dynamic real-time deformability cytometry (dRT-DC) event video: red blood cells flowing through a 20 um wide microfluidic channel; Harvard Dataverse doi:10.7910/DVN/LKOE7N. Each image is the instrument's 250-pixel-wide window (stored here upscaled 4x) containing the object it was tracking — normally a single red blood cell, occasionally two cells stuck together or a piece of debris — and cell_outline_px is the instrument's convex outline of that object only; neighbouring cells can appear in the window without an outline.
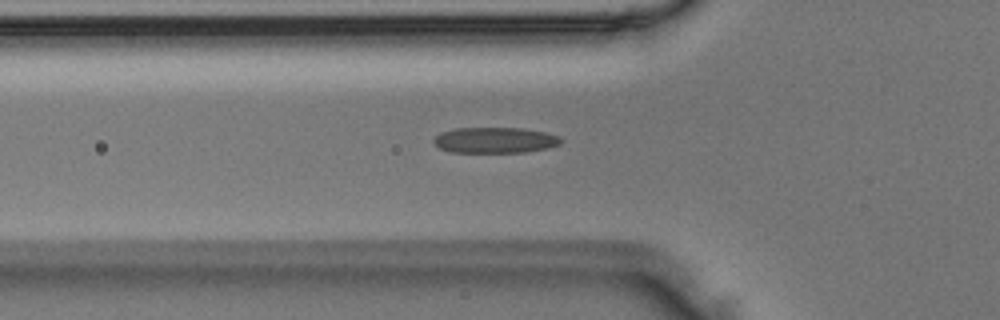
{"species": "Egyptian fruit bat (a non-hibernating species)", "species_latin": "Rousettus aegyptiacus", "temperature_condition": "room temperature", "stored_images_in_passage": 39, "camera_frame_rate_fps": 3000, "um_per_image_px": 0.085, "animal": {"sex": "male"}, "frame": {"image": 1, "passage_image": 11, "time_ms": 3.333, "image_size_px": [1000, 320], "cell_outline_px": [[564, 140], [560, 144], [544, 148], [524, 152], [452, 152], [440, 148], [432, 144], [432, 140], [440, 132], [456, 128], [520, 128], [544, 132], [560, 136]], "centroid_in_image_um": [42.04, 11.91], "position_along_channel_um": 83.8, "area_um2": 19.07}}
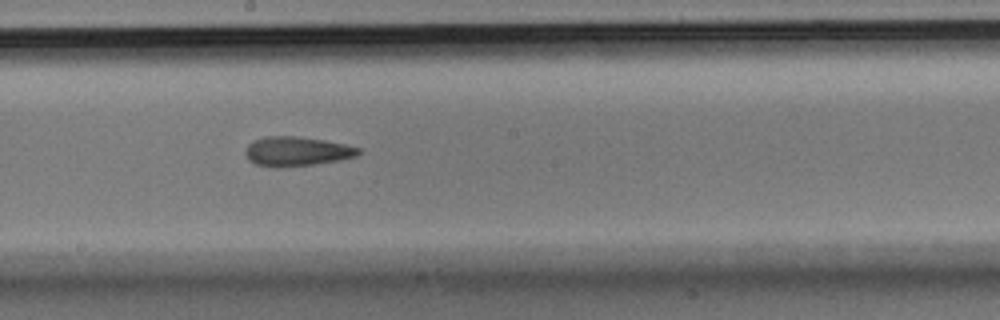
{"frame": {"image": 2, "passage_image": 21, "time_ms": 6.667, "image_size_px": [1000, 320], "cell_outline_px": [[360, 152], [356, 156], [340, 160], [312, 164], [276, 168], [256, 164], [248, 160], [244, 152], [248, 144], [252, 140], [264, 136], [296, 136], [324, 140], [344, 144], [360, 148]], "centroid_in_image_um": [25.17, 12.86], "position_along_channel_um": 223.0, "area_um2": 19.42}}
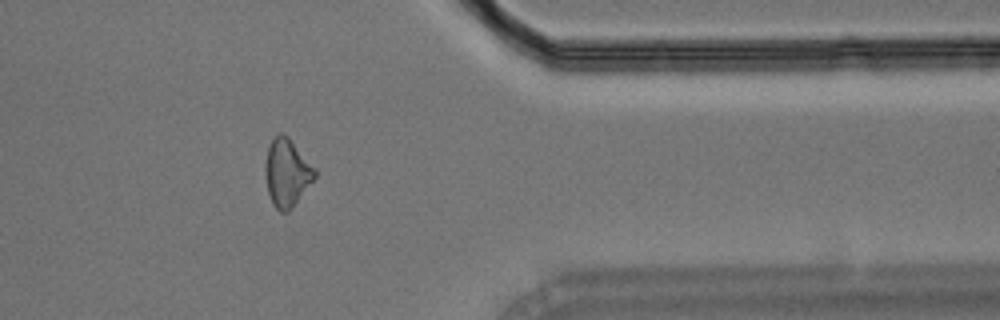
{"frame": {"image": 3, "passage_image": 34, "time_ms": 11.0, "image_size_px": [1000, 320], "cell_outline_px": [[316, 176], [292, 208], [288, 212], [280, 212], [272, 204], [268, 192], [264, 172], [264, 168], [268, 144], [280, 132], [288, 136], [316, 168]], "centroid_in_image_um": [24.37, 14.68], "position_along_channel_um": 387.0, "area_um2": 19.65}}